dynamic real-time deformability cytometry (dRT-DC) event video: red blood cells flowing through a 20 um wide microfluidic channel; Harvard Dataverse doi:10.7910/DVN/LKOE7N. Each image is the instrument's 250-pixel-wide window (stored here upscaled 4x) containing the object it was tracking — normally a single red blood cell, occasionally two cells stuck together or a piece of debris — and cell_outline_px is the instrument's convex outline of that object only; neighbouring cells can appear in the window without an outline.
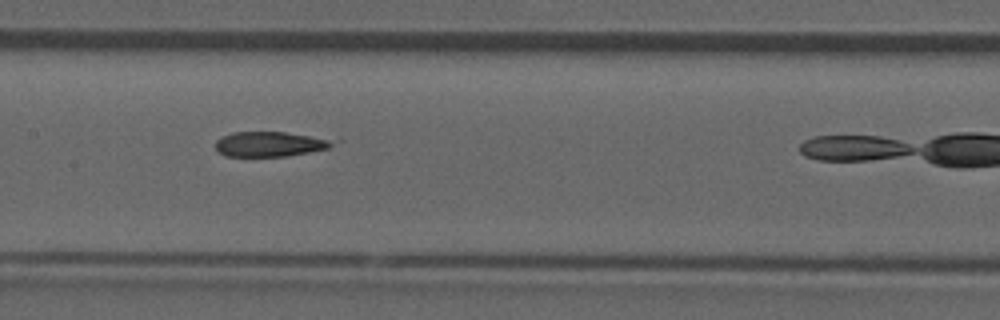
{"species": "common noctule bat (a hibernating species)", "species_latin": "Nyctalus noctula", "temperature_condition": "room temperature", "stored_images_in_passage": 22, "camera_frame_rate_fps": 3000, "um_per_image_px": 0.085, "animal": {"sex": "male", "forearm_length_mm": 52.5}, "frame": {"image": 1, "passage_image": 10, "time_ms": 3.0, "image_size_px": [1000, 320], "cell_outline_px": [[340, 140], [328, 148], [308, 152], [284, 156], [224, 156], [216, 152], [216, 140], [232, 132], [284, 132], [340, 136]], "centroid_in_image_um": [23.13, 12.21], "position_along_channel_um": 184.3, "area_um2": 17.86}}